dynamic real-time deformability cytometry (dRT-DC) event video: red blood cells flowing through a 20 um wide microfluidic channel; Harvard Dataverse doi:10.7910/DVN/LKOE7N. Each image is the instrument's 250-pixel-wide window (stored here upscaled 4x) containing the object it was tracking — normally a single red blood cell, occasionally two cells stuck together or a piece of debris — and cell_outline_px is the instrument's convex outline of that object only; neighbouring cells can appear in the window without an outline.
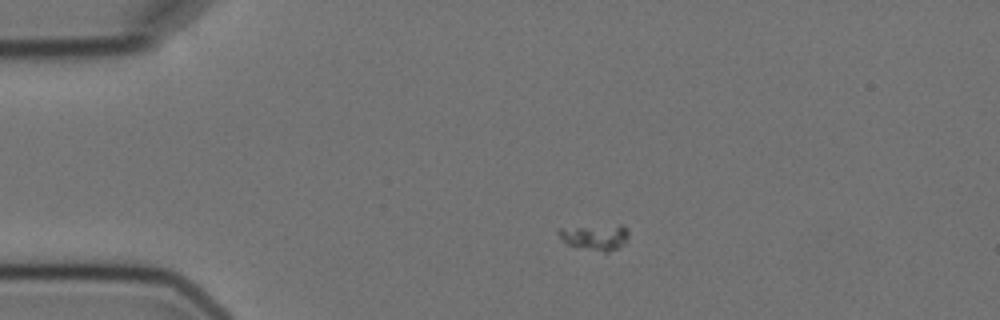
{"species": "Egyptian fruit bat (a non-hibernating species)", "species_latin": "Rousettus aegyptiacus", "temperature_condition": "cold", "stored_images_in_passage": 8, "camera_frame_rate_fps": 3000, "um_per_image_px": 0.085, "animal": {"sex": "female"}, "frame": {"image": 1, "passage_image": 2, "time_ms": 1.0, "image_size_px": [1000, 320], "cell_outline_px": [[628, 236], [624, 244], [620, 248], [608, 252], [604, 252], [568, 244], [556, 232], [560, 228], [620, 224], [624, 224], [628, 228]], "centroid_in_image_um": [50.67, 20.13], "position_along_channel_um": 34.3, "area_um2": 10.52}}
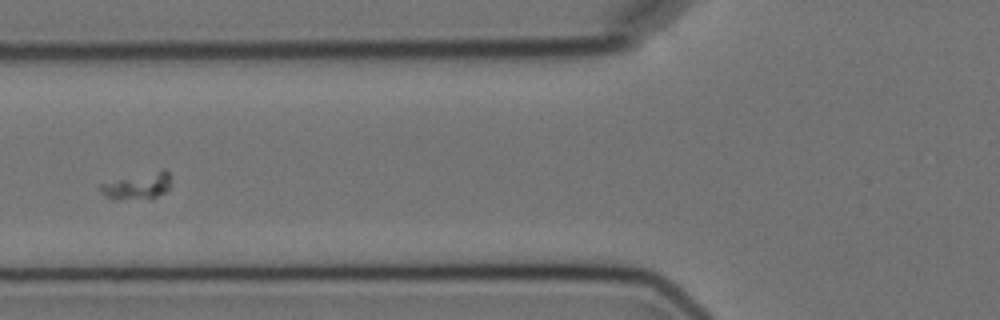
{"frame": {"image": 2, "passage_image": 5, "time_ms": 4.667, "image_size_px": [1000, 320], "cell_outline_px": [[172, 184], [164, 192], [152, 200], [112, 200], [104, 196], [100, 192], [100, 184], [164, 168], [168, 172], [172, 180]], "centroid_in_image_um": [11.73, 15.85], "position_along_channel_um": 114.1, "area_um2": 11.33}}
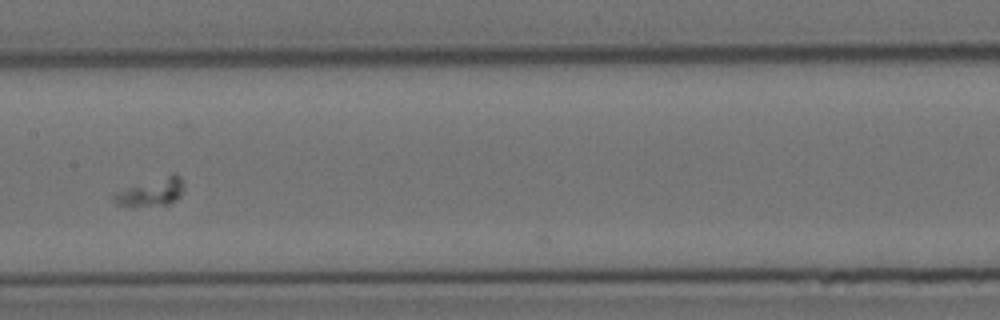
{"frame": {"image": 3, "passage_image": 7, "time_ms": 7.0, "image_size_px": [1000, 320], "cell_outline_px": [[184, 192], [176, 200], [168, 204], [132, 208], [128, 208], [116, 204], [112, 196], [112, 192], [168, 176], [180, 176], [184, 184]], "centroid_in_image_um": [12.8, 16.41], "position_along_channel_um": 194.6, "area_um2": 11.33}}